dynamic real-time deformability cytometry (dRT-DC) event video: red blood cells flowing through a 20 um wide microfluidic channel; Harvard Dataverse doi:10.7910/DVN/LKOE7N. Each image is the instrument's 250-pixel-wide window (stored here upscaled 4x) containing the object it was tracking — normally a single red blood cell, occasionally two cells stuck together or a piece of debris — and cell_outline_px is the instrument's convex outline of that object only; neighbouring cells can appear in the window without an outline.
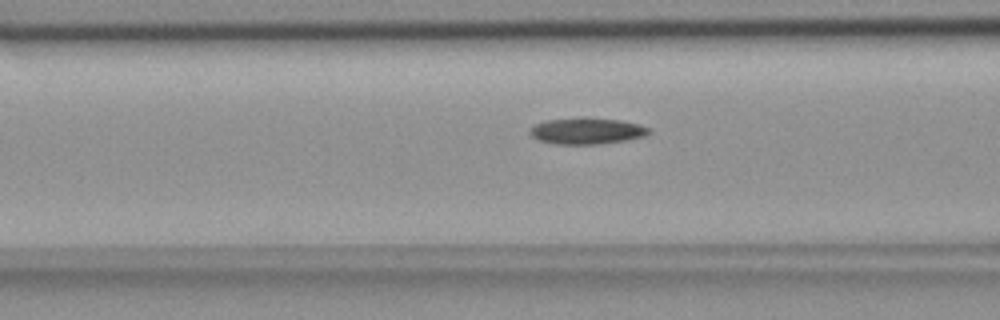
{"species": "common noctule bat (a hibernating species)", "species_latin": "Nyctalus noctula", "temperature_condition": "room temperature", "stored_images_in_passage": 43, "camera_frame_rate_fps": 3000, "um_per_image_px": 0.085, "animal": {"sex": "female", "body_mass_g": 18.4}, "frame": {"image": 1, "passage_image": 10, "time_ms": 3.0, "image_size_px": [1000, 320], "cell_outline_px": [[652, 132], [644, 136], [624, 140], [600, 144], [556, 144], [540, 140], [532, 136], [528, 132], [536, 124], [544, 120], [580, 116], [588, 116], [620, 120], [640, 124], [648, 128]], "centroid_in_image_um": [49.88, 11.1], "position_along_channel_um": 116.7, "area_um2": 18.55}}
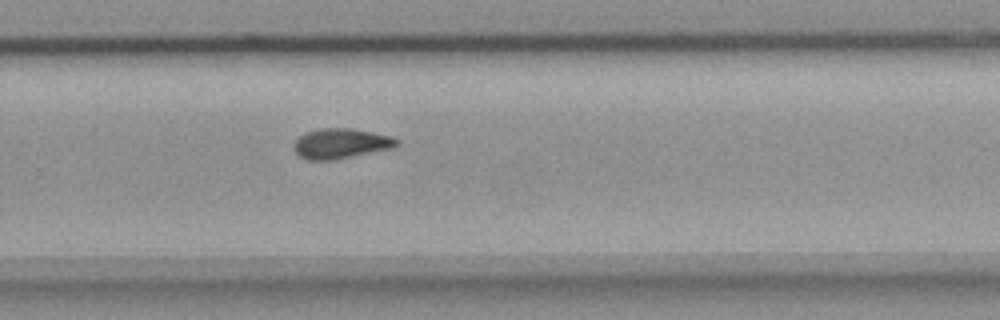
{"frame": {"image": 2, "passage_image": 25, "time_ms": 8.0, "image_size_px": [1000, 320], "cell_outline_px": [[400, 144], [396, 148], [332, 160], [304, 160], [296, 152], [296, 140], [300, 136], [308, 132], [320, 128], [348, 128], [372, 132], [392, 136], [400, 140]], "centroid_in_image_um": [29.06, 12.21], "position_along_channel_um": 300.7, "area_um2": 18.03}}
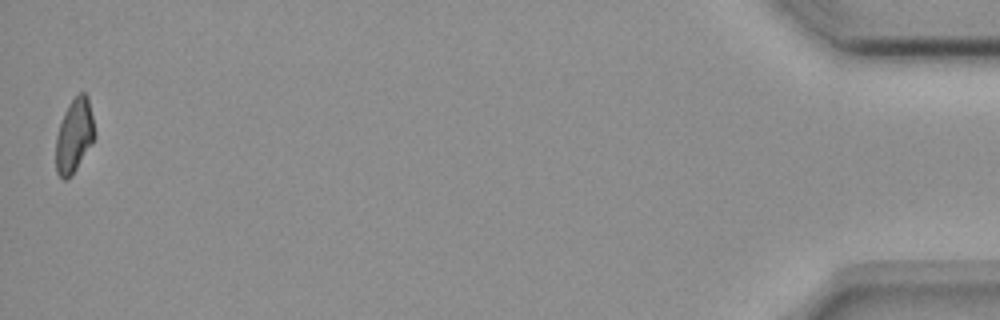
{"frame": {"image": 3, "passage_image": 43, "time_ms": 14.0, "image_size_px": [1000, 320], "cell_outline_px": [[96, 136], [92, 144], [72, 176], [68, 180], [64, 180], [56, 172], [56, 136], [64, 112], [68, 104], [80, 92], [84, 92], [88, 96], [96, 132]], "centroid_in_image_um": [6.33, 11.55], "position_along_channel_um": 428.9, "area_um2": 16.94}, "authors_computed_cell_mechanics": {"area_um2": 17.918, "velocity_mm_per_s": 3.701, "shape_relaxation_time_tau1_ms": null, "shape_relaxation_time_tau2_ms": 7.6325, "deformation_change_tau1": null, "deformation_change_tau2": 0.1507}}